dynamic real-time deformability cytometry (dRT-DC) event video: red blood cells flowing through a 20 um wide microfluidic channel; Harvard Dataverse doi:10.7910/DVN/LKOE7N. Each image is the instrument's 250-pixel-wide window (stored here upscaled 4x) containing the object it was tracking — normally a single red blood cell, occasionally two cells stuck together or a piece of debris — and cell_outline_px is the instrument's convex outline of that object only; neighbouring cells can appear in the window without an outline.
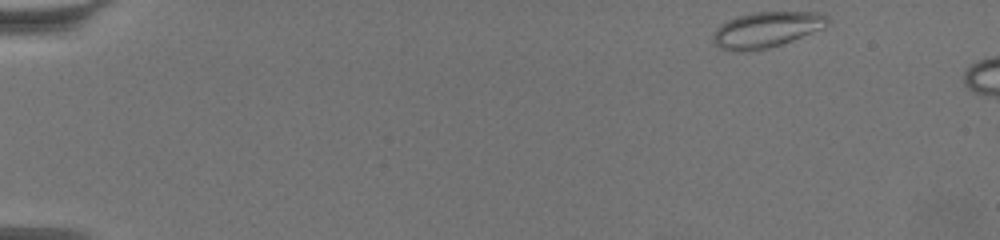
{"species": "common noctule bat (a hibernating species)", "species_latin": "Nyctalus noctula", "temperature_condition": "warm", "stored_images_in_passage": 6, "camera_frame_rate_fps": 3000, "um_per_image_px": 0.085, "animal": {"sex": "female", "body_mass_g": 19.5, "forearm_length_mm": 54.1}, "frame": {"image": 1, "passage_image": 1, "time_ms": 0.0, "image_size_px": [1000, 240], "cell_outline_px": [[832, 20], [824, 28], [792, 40], [768, 48], [744, 52], [732, 52], [720, 48], [712, 40], [712, 36], [716, 28], [720, 24], [728, 20], [752, 12], [820, 12], [828, 16]], "centroid_in_image_um": [65.15, 2.52], "position_along_channel_um": 19.8, "area_um2": 23.99}}